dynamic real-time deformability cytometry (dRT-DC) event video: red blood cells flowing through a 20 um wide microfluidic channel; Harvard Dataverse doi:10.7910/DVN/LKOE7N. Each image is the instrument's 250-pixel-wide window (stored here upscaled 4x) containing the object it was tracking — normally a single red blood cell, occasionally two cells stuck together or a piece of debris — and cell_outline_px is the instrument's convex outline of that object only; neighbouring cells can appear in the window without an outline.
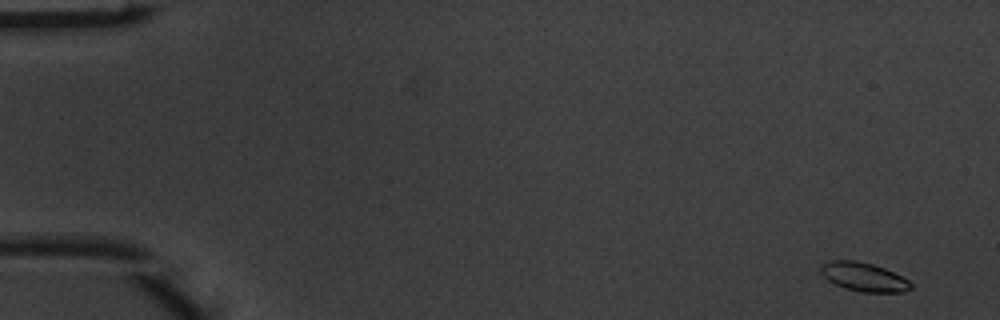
{"species": "common noctule bat (a hibernating species)", "species_latin": "Nyctalus noctula", "temperature_condition": "warm", "stored_images_in_passage": 4, "camera_frame_rate_fps": 3000, "um_per_image_px": 0.085, "animal": {"sex": "male", "body_mass_g": 20.1, "forearm_length_mm": 53.5}, "frame": {"image": 1, "passage_image": 1, "time_ms": 0.0, "image_size_px": [1000, 320], "cell_outline_px": [[912, 288], [904, 292], [860, 292], [844, 288], [828, 280], [820, 272], [820, 268], [824, 264], [832, 260], [856, 260], [872, 264], [884, 268], [908, 280], [912, 284]], "centroid_in_image_um": [73.43, 23.54], "position_along_channel_um": 11.6, "area_um2": 14.97}}